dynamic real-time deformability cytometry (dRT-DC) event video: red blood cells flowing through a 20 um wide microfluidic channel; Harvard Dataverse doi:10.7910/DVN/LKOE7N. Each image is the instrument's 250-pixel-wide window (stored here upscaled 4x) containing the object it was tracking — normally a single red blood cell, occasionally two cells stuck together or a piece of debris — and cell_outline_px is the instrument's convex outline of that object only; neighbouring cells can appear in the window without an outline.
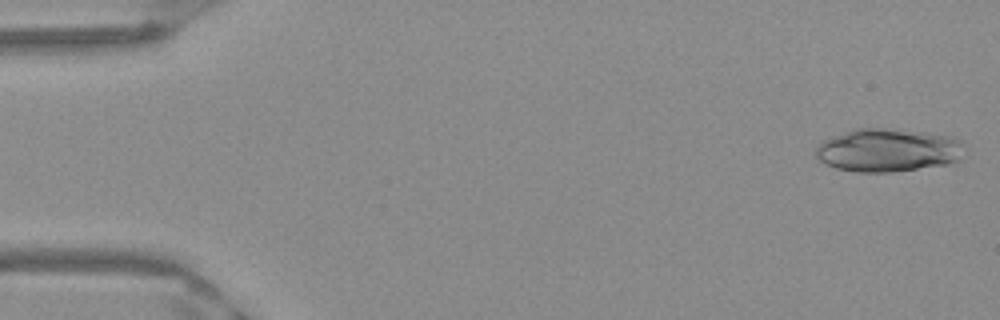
{"species": "Egyptian fruit bat (a non-hibernating species)", "species_latin": "Rousettus aegyptiacus", "temperature_condition": "warm", "stored_images_in_passage": 50, "camera_frame_rate_fps": 3000, "um_per_image_px": 0.085, "frame": {"image": 1, "passage_image": 1, "time_ms": 0.0, "image_size_px": [1000, 320], "cell_outline_px": [[964, 144], [956, 160], [944, 164], [892, 172], [856, 172], [836, 168], [820, 160], [816, 156], [816, 148], [824, 140], [844, 132], [856, 128], [892, 128], [924, 132], [948, 136], [960, 140]], "centroid_in_image_um": [75.43, 12.75], "position_along_channel_um": 9.6, "area_um2": 36.88}}
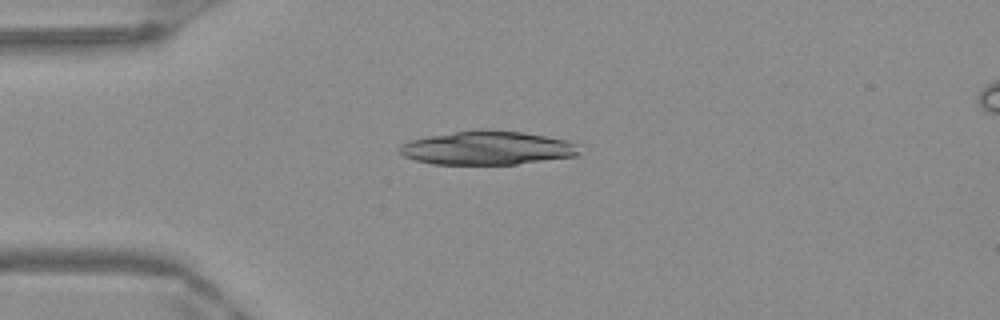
{"frame": {"image": 2, "passage_image": 12, "time_ms": 3.667, "image_size_px": [1000, 320], "cell_outline_px": [[580, 156], [516, 164], [432, 164], [416, 160], [404, 156], [400, 152], [400, 144], [412, 140], [428, 136], [480, 128], [484, 128], [520, 132], [568, 140], [576, 144]], "centroid_in_image_um": [41.44, 12.57], "position_along_channel_um": 43.6, "area_um2": 35.32}}